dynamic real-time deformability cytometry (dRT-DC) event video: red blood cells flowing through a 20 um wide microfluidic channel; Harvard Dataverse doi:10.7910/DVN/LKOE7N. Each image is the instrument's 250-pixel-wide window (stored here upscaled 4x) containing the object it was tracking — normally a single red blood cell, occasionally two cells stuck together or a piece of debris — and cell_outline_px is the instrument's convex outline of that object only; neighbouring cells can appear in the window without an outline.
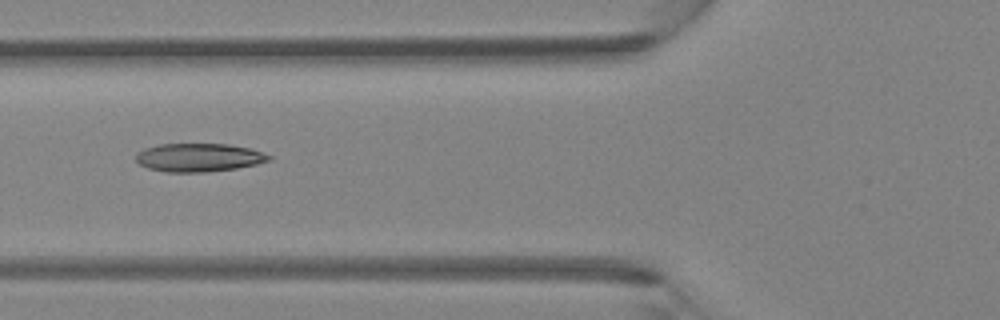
{"species": "Egyptian fruit bat (a non-hibernating species)", "species_latin": "Rousettus aegyptiacus", "temperature_condition": "room temperature", "stored_images_in_passage": 4, "camera_frame_rate_fps": 3000, "um_per_image_px": 0.085, "animal": {"sex": "female"}, "frame": {"image": 1, "passage_image": 4, "time_ms": 1.0, "image_size_px": [1000, 320], "cell_outline_px": [[272, 160], [256, 164], [236, 168], [208, 172], [164, 172], [148, 168], [140, 164], [136, 160], [136, 152], [144, 148], [160, 144], [228, 144], [252, 148], [272, 156]], "centroid_in_image_um": [16.91, 13.38], "position_along_channel_um": 108.9, "area_um2": 22.14}}